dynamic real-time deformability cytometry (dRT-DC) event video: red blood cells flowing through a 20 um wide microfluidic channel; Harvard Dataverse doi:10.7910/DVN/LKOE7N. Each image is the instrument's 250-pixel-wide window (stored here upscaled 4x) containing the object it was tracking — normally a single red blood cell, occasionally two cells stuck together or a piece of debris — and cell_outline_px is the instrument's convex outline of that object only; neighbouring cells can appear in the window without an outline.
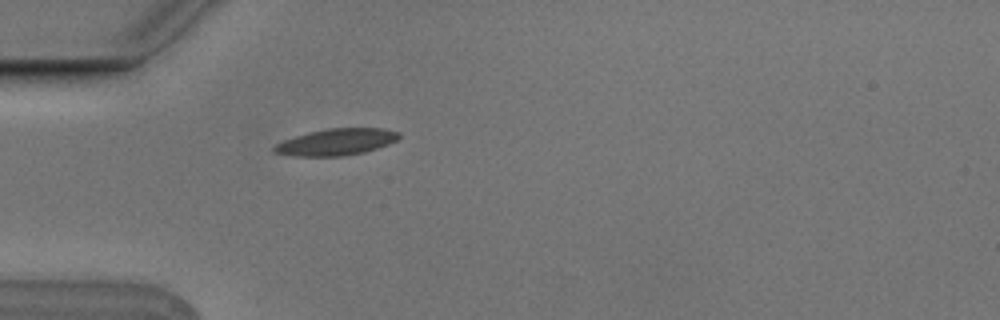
{"species": "Egyptian fruit bat (a non-hibernating species)", "species_latin": "Rousettus aegyptiacus", "temperature_condition": "cold", "stored_images_in_passage": 2, "camera_frame_rate_fps": 3000, "um_per_image_px": 0.085, "animal": {"sex": "male"}, "frame": {"image": 1, "passage_image": 2, "time_ms": 0.333, "image_size_px": [1000, 320], "cell_outline_px": [[400, 136], [396, 140], [388, 144], [364, 152], [340, 156], [296, 156], [272, 152], [272, 148], [276, 144], [284, 140], [308, 132], [328, 128], [384, 128], [400, 132]], "centroid_in_image_um": [28.58, 12.06], "position_along_channel_um": 56.4, "area_um2": 19.25}}